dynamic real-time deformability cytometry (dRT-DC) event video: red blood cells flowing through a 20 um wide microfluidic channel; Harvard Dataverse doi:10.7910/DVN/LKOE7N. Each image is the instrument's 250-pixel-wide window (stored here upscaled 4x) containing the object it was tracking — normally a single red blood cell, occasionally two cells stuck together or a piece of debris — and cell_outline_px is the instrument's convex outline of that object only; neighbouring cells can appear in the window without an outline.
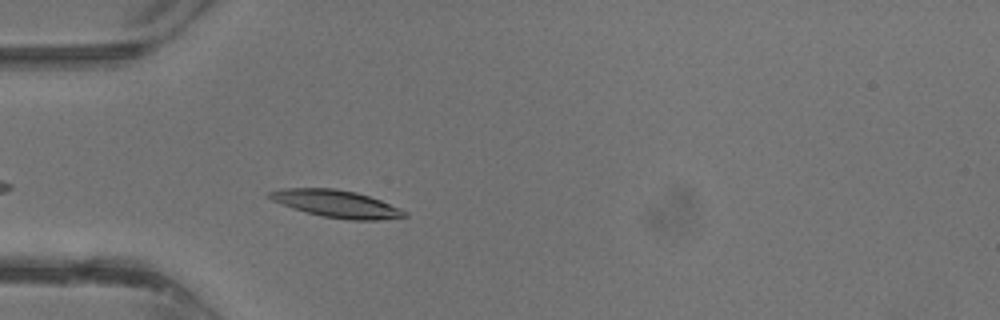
{"species": "common noctule bat (a hibernating species)", "species_latin": "Nyctalus noctula", "temperature_condition": "warm", "stored_images_in_passage": 28, "camera_frame_rate_fps": 3000, "um_per_image_px": 0.085, "animal": {"sex": "male", "body_mass_g": 13.3}, "frame": {"image": 1, "passage_image": 3, "time_ms": 0.667, "image_size_px": [1000, 320], "cell_outline_px": [[408, 216], [380, 220], [348, 220], [320, 216], [292, 208], [272, 200], [268, 196], [268, 192], [284, 188], [336, 188], [356, 192], [380, 200], [400, 208], [408, 212]], "centroid_in_image_um": [28.61, 17.33], "position_along_channel_um": 56.4, "area_um2": 21.5}}
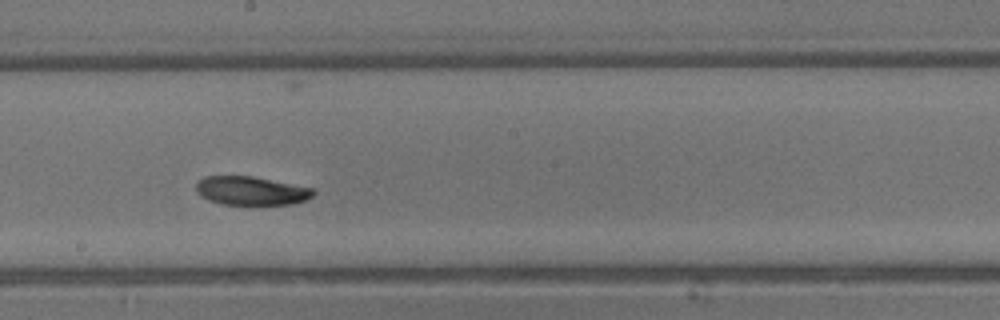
{"frame": {"image": 2, "passage_image": 13, "time_ms": 4.0, "image_size_px": [1000, 320], "cell_outline_px": [[316, 192], [312, 196], [304, 200], [292, 204], [220, 204], [208, 200], [200, 196], [196, 192], [196, 184], [204, 176], [252, 176], [312, 188]], "centroid_in_image_um": [21.31, 16.21], "position_along_channel_um": 226.9, "area_um2": 19.42}}
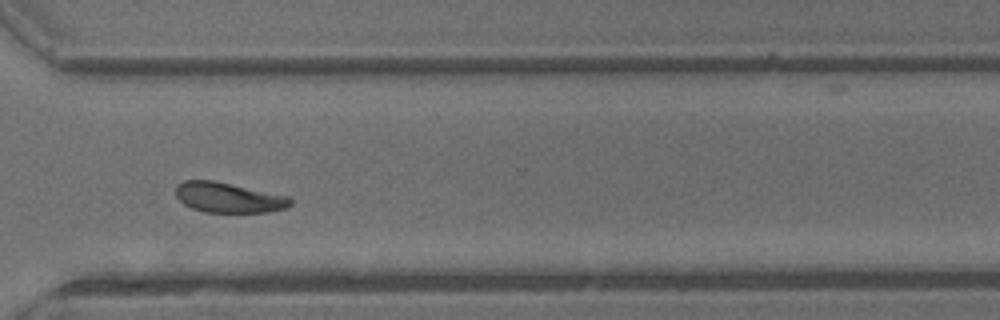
{"frame": {"image": 3, "passage_image": 20, "time_ms": 6.333, "image_size_px": [1000, 320], "cell_outline_px": [[292, 204], [284, 208], [268, 212], [204, 212], [192, 208], [184, 204], [176, 196], [176, 188], [184, 180], [212, 180], [288, 196], [292, 200]], "centroid_in_image_um": [19.42, 16.8], "position_along_channel_um": 351.2, "area_um2": 19.88}}